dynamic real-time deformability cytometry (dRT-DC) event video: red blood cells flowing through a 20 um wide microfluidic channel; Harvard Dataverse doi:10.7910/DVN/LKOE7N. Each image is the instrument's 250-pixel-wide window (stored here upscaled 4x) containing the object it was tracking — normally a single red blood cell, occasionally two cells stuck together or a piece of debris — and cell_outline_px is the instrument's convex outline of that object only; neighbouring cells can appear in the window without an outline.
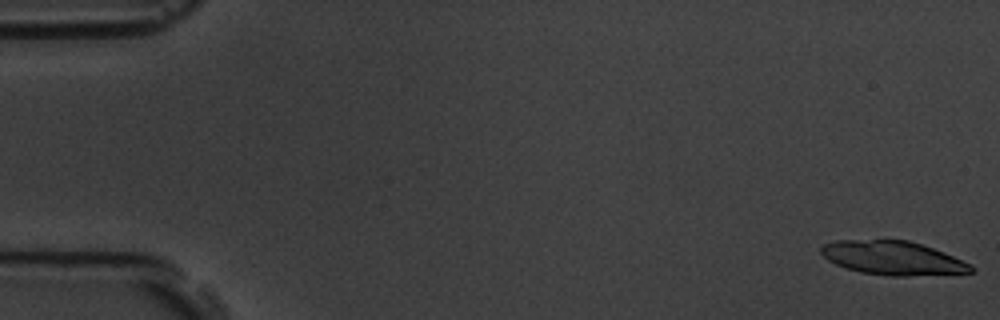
{"species": "common noctule bat (a hibernating species)", "species_latin": "Nyctalus noctula", "temperature_condition": "room temperature", "stored_images_in_passage": 6, "camera_frame_rate_fps": 3000, "um_per_image_px": 0.085, "animal": {"sex": "male", "body_mass_g": 19.5, "forearm_length_mm": 54.6}, "frame": {"image": 1, "passage_image": 1, "time_ms": 0.0, "image_size_px": [1000, 320], "cell_outline_px": [[976, 268], [972, 272], [908, 276], [892, 276], [860, 272], [836, 264], [828, 260], [820, 252], [820, 248], [824, 244], [836, 240], [908, 240], [944, 252], [972, 264]], "centroid_in_image_um": [75.91, 21.93], "position_along_channel_um": 9.1, "area_um2": 29.36}}